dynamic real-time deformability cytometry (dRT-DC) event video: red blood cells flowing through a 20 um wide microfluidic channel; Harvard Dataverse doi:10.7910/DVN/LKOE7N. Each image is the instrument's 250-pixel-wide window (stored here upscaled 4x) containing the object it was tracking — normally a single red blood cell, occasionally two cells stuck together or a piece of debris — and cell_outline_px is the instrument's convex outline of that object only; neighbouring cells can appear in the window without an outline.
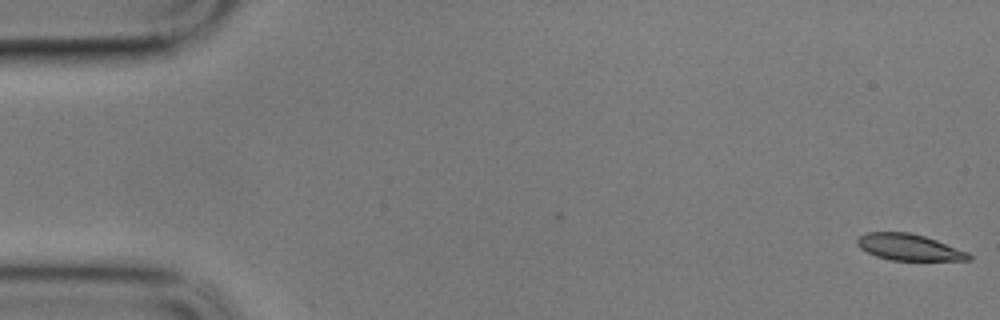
{"species": "common noctule bat (a hibernating species)", "species_latin": "Nyctalus noctula", "temperature_condition": "cold", "stored_images_in_passage": 2, "camera_frame_rate_fps": 3000, "um_per_image_px": 0.085, "animal": {"sex": "male", "body_mass_g": 17.9}, "frame": {"image": 1, "passage_image": 2, "time_ms": 0.333, "image_size_px": [1000, 320], "cell_outline_px": [[972, 260], [888, 260], [876, 256], [860, 248], [856, 244], [856, 240], [860, 236], [868, 232], [908, 232], [924, 236], [936, 240], [968, 252], [972, 256]], "centroid_in_image_um": [77.25, 21.02], "position_along_channel_um": 7.7, "area_um2": 17.05}}